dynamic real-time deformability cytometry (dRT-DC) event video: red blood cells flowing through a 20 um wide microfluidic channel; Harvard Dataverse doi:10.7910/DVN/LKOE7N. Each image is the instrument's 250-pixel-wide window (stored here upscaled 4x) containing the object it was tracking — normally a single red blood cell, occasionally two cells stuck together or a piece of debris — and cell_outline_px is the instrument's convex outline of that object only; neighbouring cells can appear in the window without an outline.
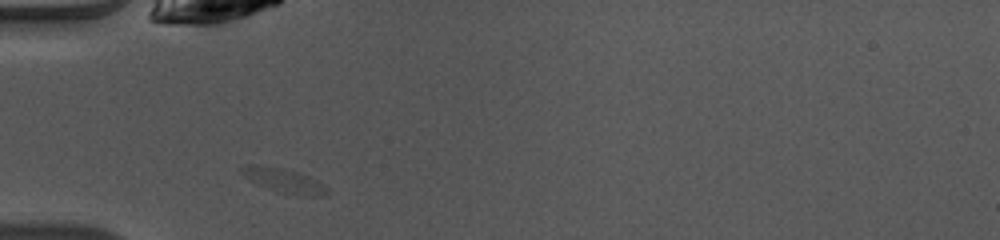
{"species": "common noctule bat (a hibernating species)", "species_latin": "Nyctalus noctula", "temperature_condition": "warm", "stored_images_in_passage": 24, "camera_frame_rate_fps": 3000, "um_per_image_px": 0.085, "animal": {"sex": "female", "body_mass_g": 10.0, "forearm_length_mm": 53.1}, "frame": {"image": 1, "passage_image": 1, "time_ms": 0.0, "image_size_px": [1000, 240], "cell_outline_px": [[328, 196], [296, 196], [280, 192], [268, 188], [248, 180], [240, 172], [240, 168], [248, 164], [280, 168], [296, 172], [320, 184], [328, 192]], "centroid_in_image_um": [24.06, 15.37], "position_along_channel_um": 60.9, "area_um2": 11.62}}
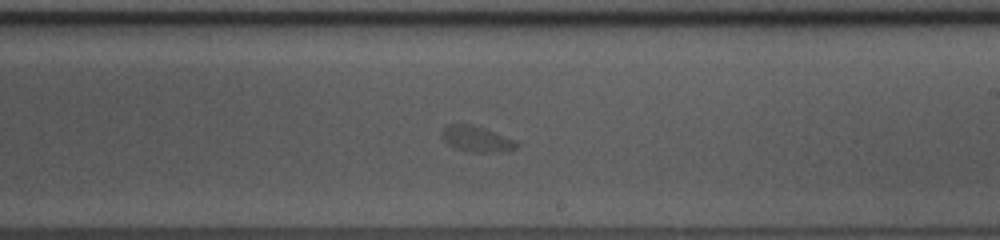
{"frame": {"image": 2, "passage_image": 15, "time_ms": 4.667, "image_size_px": [1000, 240], "cell_outline_px": [[520, 144], [516, 148], [492, 152], [476, 152], [456, 148], [448, 144], [440, 136], [444, 128], [448, 124], [472, 124], [484, 128], [516, 140]], "centroid_in_image_um": [40.5, 11.79], "position_along_channel_um": 248.5, "area_um2": 11.04}}
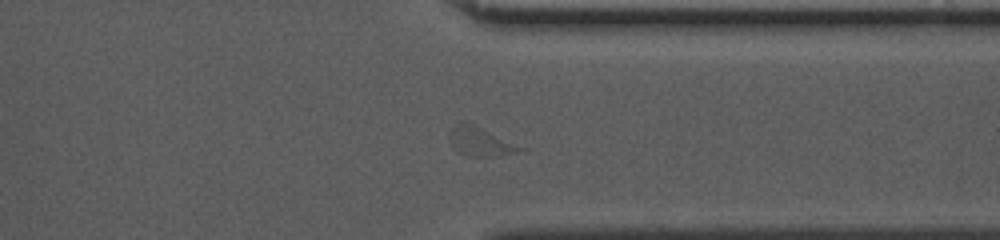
{"frame": {"image": 3, "passage_image": 24, "time_ms": 7.667, "image_size_px": [1000, 240], "cell_outline_px": [[528, 148], [520, 152], [492, 156], [464, 156], [452, 148], [452, 128], [460, 120], [468, 120]], "centroid_in_image_um": [40.9, 12.0], "position_along_channel_um": 370.5, "area_um2": 12.37}, "authors_computed_cell_mechanics": {"area_um2": 11.3288, "velocity_mm_per_s": 4.0844, "shape_relaxation_time_tau1_ms": 2.2864, "shape_relaxation_time_tau2_ms": null, "deformation_change_tau1": 0.1038, "deformation_change_tau2": null}}